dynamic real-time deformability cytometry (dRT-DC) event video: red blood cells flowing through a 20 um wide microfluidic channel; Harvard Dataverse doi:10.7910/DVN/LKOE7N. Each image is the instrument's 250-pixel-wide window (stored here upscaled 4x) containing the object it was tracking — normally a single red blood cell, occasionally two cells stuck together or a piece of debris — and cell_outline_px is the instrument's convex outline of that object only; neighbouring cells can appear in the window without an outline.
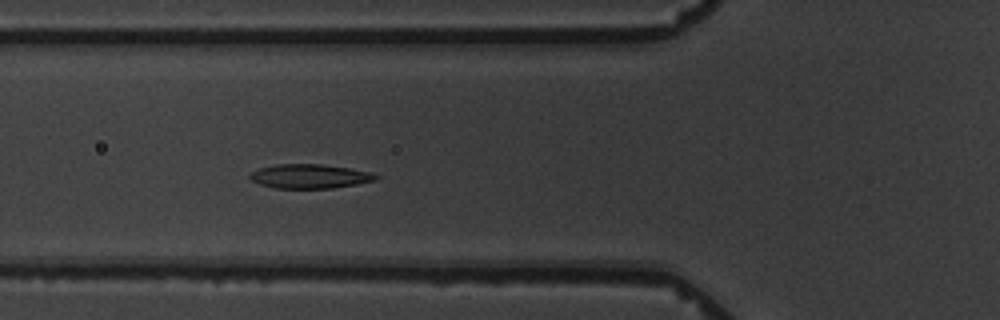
{"species": "common noctule bat (a hibernating species)", "species_latin": "Nyctalus noctula", "temperature_condition": "warm", "stored_images_in_passage": 6, "camera_frame_rate_fps": 3000, "um_per_image_px": 0.085, "animal": {"sex": "male", "body_mass_g": 19.5, "forearm_length_mm": 54.6}, "frame": {"image": 1, "passage_image": 6, "time_ms": 6.0, "image_size_px": [1000, 320], "cell_outline_px": [[380, 176], [376, 180], [356, 184], [332, 188], [272, 188], [260, 184], [252, 180], [248, 176], [252, 172], [260, 168], [276, 164], [320, 164], [348, 168], [372, 172]], "centroid_in_image_um": [26.33, 14.98], "position_along_channel_um": 99.5, "area_um2": 17.69}}